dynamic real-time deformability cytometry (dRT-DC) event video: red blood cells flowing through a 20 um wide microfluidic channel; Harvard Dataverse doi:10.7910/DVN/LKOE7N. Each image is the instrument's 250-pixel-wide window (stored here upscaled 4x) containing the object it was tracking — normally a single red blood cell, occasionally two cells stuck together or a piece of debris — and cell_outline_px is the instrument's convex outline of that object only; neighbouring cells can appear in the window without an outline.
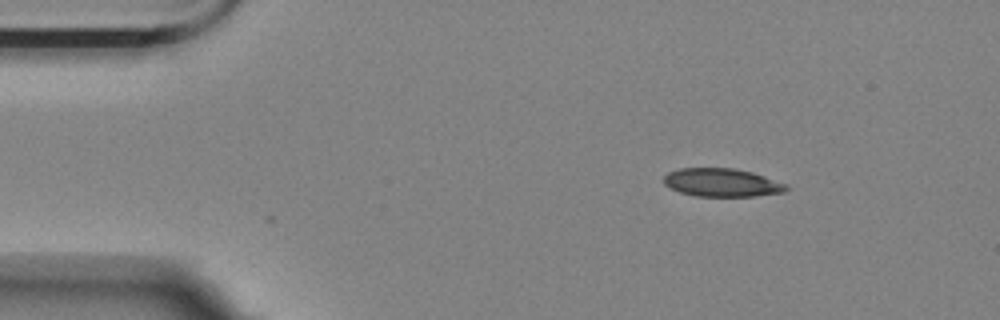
{"species": "Egyptian fruit bat (a non-hibernating species)", "species_latin": "Rousettus aegyptiacus", "temperature_condition": "room temperature", "stored_images_in_passage": 37, "camera_frame_rate_fps": 3000, "um_per_image_px": 0.085, "animal": {"sex": "female"}, "frame": {"image": 1, "passage_image": 1, "time_ms": 0.0, "image_size_px": [1000, 320], "cell_outline_px": [[788, 188], [784, 192], [756, 196], [696, 196], [680, 192], [664, 184], [664, 176], [668, 172], [680, 168], [732, 168], [752, 172], [788, 184]], "centroid_in_image_um": [61.38, 15.52], "position_along_channel_um": 23.6, "area_um2": 20.11}}
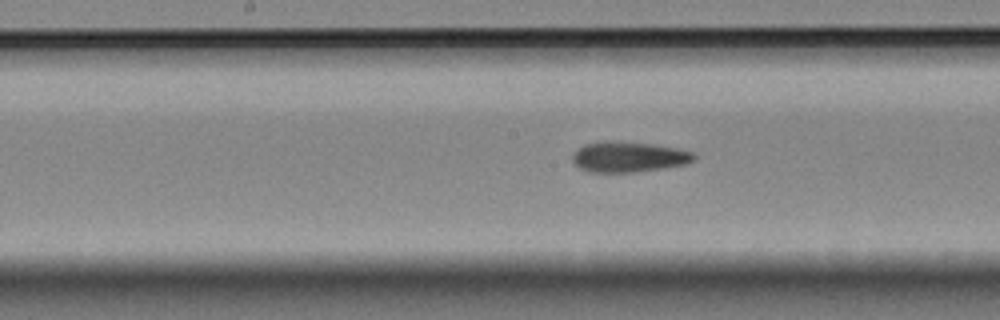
{"frame": {"image": 2, "passage_image": 21, "time_ms": 6.667, "image_size_px": [1000, 320], "cell_outline_px": [[696, 160], [688, 164], [664, 168], [636, 172], [588, 172], [572, 164], [572, 152], [584, 144], [604, 140], [652, 144], [676, 148], [692, 152], [696, 156]], "centroid_in_image_um": [53.4, 13.34], "position_along_channel_um": 194.8, "area_um2": 21.91}}
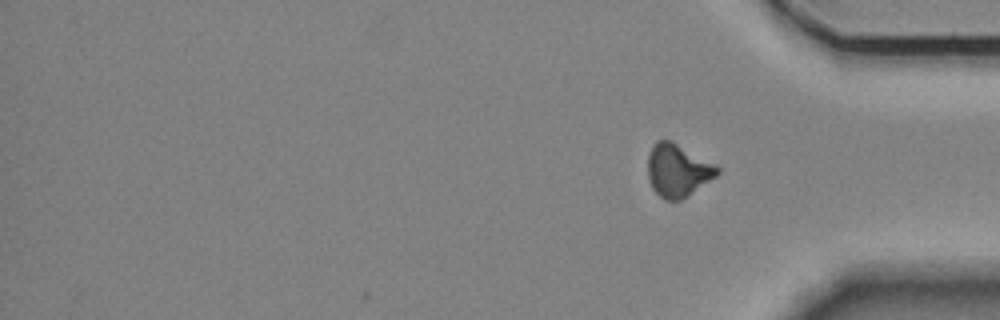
{"frame": {"image": 3, "passage_image": 37, "time_ms": 12.0, "image_size_px": [1000, 320], "cell_outline_px": [[720, 172], [716, 176], [688, 196], [680, 200], [664, 200], [652, 188], [648, 180], [648, 156], [652, 144], [656, 140], [668, 140], [716, 164], [720, 168]], "centroid_in_image_um": [57.6, 14.5], "position_along_channel_um": 377.6, "area_um2": 21.27}, "authors_computed_cell_mechanics": {"area_um2": 21.4438, "velocity_mm_per_s": 3.5358, "shape_relaxation_time_tau1_ms": null, "shape_relaxation_time_tau2_ms": 7.3392, "deformation_change_tau1": null, "deformation_change_tau2": 0.1318}}